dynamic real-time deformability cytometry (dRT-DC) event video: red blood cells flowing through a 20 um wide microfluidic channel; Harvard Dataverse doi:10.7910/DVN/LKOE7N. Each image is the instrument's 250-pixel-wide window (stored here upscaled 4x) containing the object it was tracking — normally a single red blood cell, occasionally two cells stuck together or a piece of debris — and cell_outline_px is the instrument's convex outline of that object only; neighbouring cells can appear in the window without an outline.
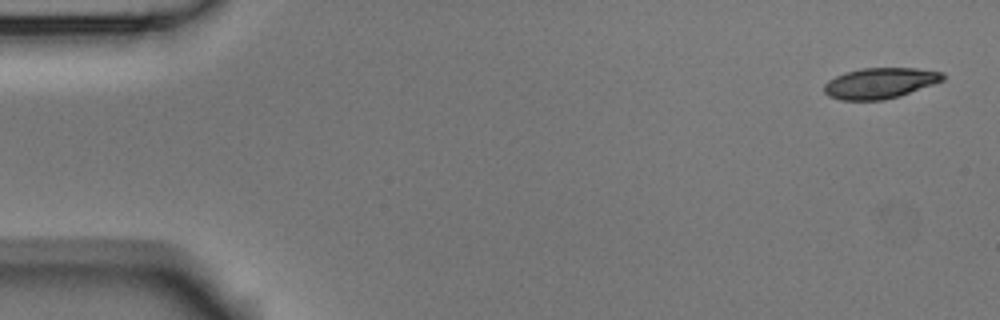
{"species": "Egyptian fruit bat (a non-hibernating species)", "species_latin": "Rousettus aegyptiacus", "temperature_condition": "room temperature", "stored_images_in_passage": 9, "camera_frame_rate_fps": 3000, "um_per_image_px": 0.085, "animal": {"sex": "male"}, "frame": {"image": 1, "passage_image": 1, "time_ms": 0.0, "image_size_px": [1000, 320], "cell_outline_px": [[944, 80], [900, 96], [884, 100], [840, 100], [828, 96], [824, 92], [824, 84], [828, 80], [844, 72], [860, 68], [916, 68], [944, 72]], "centroid_in_image_um": [74.78, 7.06], "position_along_channel_um": 10.2, "area_um2": 21.39}}
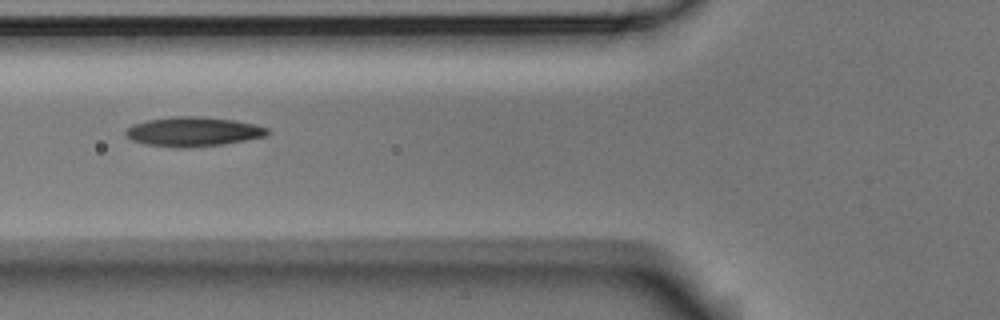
{"frame": {"image": 2, "passage_image": 6, "time_ms": 1.667, "image_size_px": [1000, 320], "cell_outline_px": [[272, 132], [268, 136], [224, 144], [188, 148], [180, 148], [144, 144], [132, 140], [124, 132], [132, 124], [148, 120], [172, 116], [204, 116], [236, 120], [256, 124], [268, 128]], "centroid_in_image_um": [16.48, 11.18], "position_along_channel_um": 109.3, "area_um2": 24.68}}
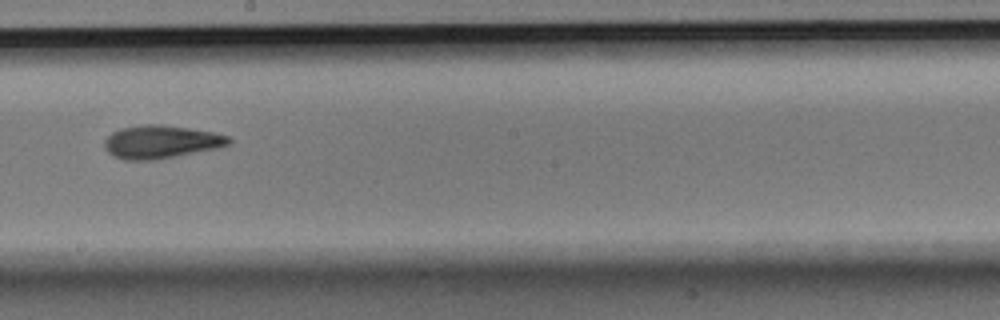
{"frame": {"image": 3, "passage_image": 9, "time_ms": 2.667, "image_size_px": [1000, 320], "cell_outline_px": [[232, 144], [220, 148], [156, 160], [124, 160], [108, 152], [104, 148], [104, 140], [112, 132], [120, 128], [144, 124], [160, 124], [188, 128], [212, 132], [232, 136]], "centroid_in_image_um": [13.73, 12.06], "position_along_channel_um": 234.5, "area_um2": 24.28}}